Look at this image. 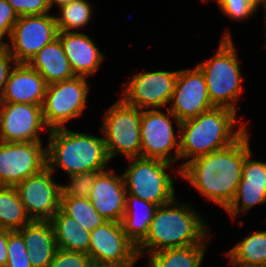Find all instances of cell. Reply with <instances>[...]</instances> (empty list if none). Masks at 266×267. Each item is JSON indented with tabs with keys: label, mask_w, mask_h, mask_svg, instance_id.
<instances>
[{
	"label": "cell",
	"mask_w": 266,
	"mask_h": 267,
	"mask_svg": "<svg viewBox=\"0 0 266 267\" xmlns=\"http://www.w3.org/2000/svg\"><path fill=\"white\" fill-rule=\"evenodd\" d=\"M7 256V265L5 267H32L28 250L22 235L18 231L9 230Z\"/></svg>",
	"instance_id": "cell-31"
},
{
	"label": "cell",
	"mask_w": 266,
	"mask_h": 267,
	"mask_svg": "<svg viewBox=\"0 0 266 267\" xmlns=\"http://www.w3.org/2000/svg\"><path fill=\"white\" fill-rule=\"evenodd\" d=\"M167 109L165 114L156 109H142L140 136L141 157L160 159L171 164L179 160L180 131L175 134L173 118L180 128L181 122ZM174 149V152L171 150ZM173 154V155H172ZM176 160V161H175Z\"/></svg>",
	"instance_id": "cell-9"
},
{
	"label": "cell",
	"mask_w": 266,
	"mask_h": 267,
	"mask_svg": "<svg viewBox=\"0 0 266 267\" xmlns=\"http://www.w3.org/2000/svg\"><path fill=\"white\" fill-rule=\"evenodd\" d=\"M48 167L15 186L26 214L31 220L49 221L60 209L61 184Z\"/></svg>",
	"instance_id": "cell-14"
},
{
	"label": "cell",
	"mask_w": 266,
	"mask_h": 267,
	"mask_svg": "<svg viewBox=\"0 0 266 267\" xmlns=\"http://www.w3.org/2000/svg\"><path fill=\"white\" fill-rule=\"evenodd\" d=\"M47 167L61 168L68 175L105 171L110 162L104 139L68 128L48 132Z\"/></svg>",
	"instance_id": "cell-4"
},
{
	"label": "cell",
	"mask_w": 266,
	"mask_h": 267,
	"mask_svg": "<svg viewBox=\"0 0 266 267\" xmlns=\"http://www.w3.org/2000/svg\"><path fill=\"white\" fill-rule=\"evenodd\" d=\"M170 103L173 106L168 109L180 122L197 117L214 107L209 98L203 72L198 66L178 70Z\"/></svg>",
	"instance_id": "cell-16"
},
{
	"label": "cell",
	"mask_w": 266,
	"mask_h": 267,
	"mask_svg": "<svg viewBox=\"0 0 266 267\" xmlns=\"http://www.w3.org/2000/svg\"><path fill=\"white\" fill-rule=\"evenodd\" d=\"M178 70L135 74L126 84L121 99L138 109L168 107L175 89Z\"/></svg>",
	"instance_id": "cell-13"
},
{
	"label": "cell",
	"mask_w": 266,
	"mask_h": 267,
	"mask_svg": "<svg viewBox=\"0 0 266 267\" xmlns=\"http://www.w3.org/2000/svg\"><path fill=\"white\" fill-rule=\"evenodd\" d=\"M157 208L158 205L154 203L126 194L125 212L121 224L125 235L136 246L148 235L150 222Z\"/></svg>",
	"instance_id": "cell-23"
},
{
	"label": "cell",
	"mask_w": 266,
	"mask_h": 267,
	"mask_svg": "<svg viewBox=\"0 0 266 267\" xmlns=\"http://www.w3.org/2000/svg\"><path fill=\"white\" fill-rule=\"evenodd\" d=\"M142 109L127 105L121 98L104 113L101 130L109 159L123 154L126 159L141 157Z\"/></svg>",
	"instance_id": "cell-7"
},
{
	"label": "cell",
	"mask_w": 266,
	"mask_h": 267,
	"mask_svg": "<svg viewBox=\"0 0 266 267\" xmlns=\"http://www.w3.org/2000/svg\"><path fill=\"white\" fill-rule=\"evenodd\" d=\"M88 255L96 265L134 267L137 246L125 235L120 222L107 221L90 232Z\"/></svg>",
	"instance_id": "cell-11"
},
{
	"label": "cell",
	"mask_w": 266,
	"mask_h": 267,
	"mask_svg": "<svg viewBox=\"0 0 266 267\" xmlns=\"http://www.w3.org/2000/svg\"><path fill=\"white\" fill-rule=\"evenodd\" d=\"M27 64L40 73L47 85L75 77L58 37L42 47Z\"/></svg>",
	"instance_id": "cell-22"
},
{
	"label": "cell",
	"mask_w": 266,
	"mask_h": 267,
	"mask_svg": "<svg viewBox=\"0 0 266 267\" xmlns=\"http://www.w3.org/2000/svg\"><path fill=\"white\" fill-rule=\"evenodd\" d=\"M92 258L88 254L57 249L48 267H92Z\"/></svg>",
	"instance_id": "cell-33"
},
{
	"label": "cell",
	"mask_w": 266,
	"mask_h": 267,
	"mask_svg": "<svg viewBox=\"0 0 266 267\" xmlns=\"http://www.w3.org/2000/svg\"><path fill=\"white\" fill-rule=\"evenodd\" d=\"M260 5H262L264 7V10H265V21H266V0ZM265 25H266V22H265Z\"/></svg>",
	"instance_id": "cell-39"
},
{
	"label": "cell",
	"mask_w": 266,
	"mask_h": 267,
	"mask_svg": "<svg viewBox=\"0 0 266 267\" xmlns=\"http://www.w3.org/2000/svg\"><path fill=\"white\" fill-rule=\"evenodd\" d=\"M18 17L7 0H0V45L6 44V41H3V37L6 34L10 38L13 26L18 20Z\"/></svg>",
	"instance_id": "cell-35"
},
{
	"label": "cell",
	"mask_w": 266,
	"mask_h": 267,
	"mask_svg": "<svg viewBox=\"0 0 266 267\" xmlns=\"http://www.w3.org/2000/svg\"><path fill=\"white\" fill-rule=\"evenodd\" d=\"M15 64L16 62L9 53V50L4 45H0V98L3 94L9 74Z\"/></svg>",
	"instance_id": "cell-36"
},
{
	"label": "cell",
	"mask_w": 266,
	"mask_h": 267,
	"mask_svg": "<svg viewBox=\"0 0 266 267\" xmlns=\"http://www.w3.org/2000/svg\"><path fill=\"white\" fill-rule=\"evenodd\" d=\"M219 9L232 20H246L260 7L254 0H216Z\"/></svg>",
	"instance_id": "cell-32"
},
{
	"label": "cell",
	"mask_w": 266,
	"mask_h": 267,
	"mask_svg": "<svg viewBox=\"0 0 266 267\" xmlns=\"http://www.w3.org/2000/svg\"><path fill=\"white\" fill-rule=\"evenodd\" d=\"M58 32L55 17L49 13L20 16L4 46L16 63H28L42 47L57 38Z\"/></svg>",
	"instance_id": "cell-10"
},
{
	"label": "cell",
	"mask_w": 266,
	"mask_h": 267,
	"mask_svg": "<svg viewBox=\"0 0 266 267\" xmlns=\"http://www.w3.org/2000/svg\"><path fill=\"white\" fill-rule=\"evenodd\" d=\"M30 221L16 188L0 186V228L19 231Z\"/></svg>",
	"instance_id": "cell-27"
},
{
	"label": "cell",
	"mask_w": 266,
	"mask_h": 267,
	"mask_svg": "<svg viewBox=\"0 0 266 267\" xmlns=\"http://www.w3.org/2000/svg\"><path fill=\"white\" fill-rule=\"evenodd\" d=\"M129 160L131 163L122 174L127 194L158 206L175 198L174 178L166 172L173 166L171 163L142 157Z\"/></svg>",
	"instance_id": "cell-6"
},
{
	"label": "cell",
	"mask_w": 266,
	"mask_h": 267,
	"mask_svg": "<svg viewBox=\"0 0 266 267\" xmlns=\"http://www.w3.org/2000/svg\"><path fill=\"white\" fill-rule=\"evenodd\" d=\"M91 5L86 0H74L59 7L60 16H54L59 32L78 30L86 26L92 17Z\"/></svg>",
	"instance_id": "cell-29"
},
{
	"label": "cell",
	"mask_w": 266,
	"mask_h": 267,
	"mask_svg": "<svg viewBox=\"0 0 266 267\" xmlns=\"http://www.w3.org/2000/svg\"><path fill=\"white\" fill-rule=\"evenodd\" d=\"M20 16L48 14L51 9L49 0H7Z\"/></svg>",
	"instance_id": "cell-34"
},
{
	"label": "cell",
	"mask_w": 266,
	"mask_h": 267,
	"mask_svg": "<svg viewBox=\"0 0 266 267\" xmlns=\"http://www.w3.org/2000/svg\"><path fill=\"white\" fill-rule=\"evenodd\" d=\"M236 113L229 108L213 107L181 122L179 159L188 160L178 167L177 175L188 162L232 144L247 130V122L241 121L236 127Z\"/></svg>",
	"instance_id": "cell-3"
},
{
	"label": "cell",
	"mask_w": 266,
	"mask_h": 267,
	"mask_svg": "<svg viewBox=\"0 0 266 267\" xmlns=\"http://www.w3.org/2000/svg\"><path fill=\"white\" fill-rule=\"evenodd\" d=\"M92 267H116V266L96 265V264H94Z\"/></svg>",
	"instance_id": "cell-40"
},
{
	"label": "cell",
	"mask_w": 266,
	"mask_h": 267,
	"mask_svg": "<svg viewBox=\"0 0 266 267\" xmlns=\"http://www.w3.org/2000/svg\"><path fill=\"white\" fill-rule=\"evenodd\" d=\"M18 232L22 235L32 267H48L58 249L50 221L31 220Z\"/></svg>",
	"instance_id": "cell-21"
},
{
	"label": "cell",
	"mask_w": 266,
	"mask_h": 267,
	"mask_svg": "<svg viewBox=\"0 0 266 267\" xmlns=\"http://www.w3.org/2000/svg\"><path fill=\"white\" fill-rule=\"evenodd\" d=\"M249 143L247 129L232 144L188 162L180 170V177L226 210L242 179L243 162L251 152Z\"/></svg>",
	"instance_id": "cell-1"
},
{
	"label": "cell",
	"mask_w": 266,
	"mask_h": 267,
	"mask_svg": "<svg viewBox=\"0 0 266 267\" xmlns=\"http://www.w3.org/2000/svg\"><path fill=\"white\" fill-rule=\"evenodd\" d=\"M259 6L262 4L265 0H254Z\"/></svg>",
	"instance_id": "cell-41"
},
{
	"label": "cell",
	"mask_w": 266,
	"mask_h": 267,
	"mask_svg": "<svg viewBox=\"0 0 266 267\" xmlns=\"http://www.w3.org/2000/svg\"><path fill=\"white\" fill-rule=\"evenodd\" d=\"M53 228L57 248L88 254L90 232L60 209L49 220Z\"/></svg>",
	"instance_id": "cell-24"
},
{
	"label": "cell",
	"mask_w": 266,
	"mask_h": 267,
	"mask_svg": "<svg viewBox=\"0 0 266 267\" xmlns=\"http://www.w3.org/2000/svg\"><path fill=\"white\" fill-rule=\"evenodd\" d=\"M208 244L164 249L148 254V267H201Z\"/></svg>",
	"instance_id": "cell-26"
},
{
	"label": "cell",
	"mask_w": 266,
	"mask_h": 267,
	"mask_svg": "<svg viewBox=\"0 0 266 267\" xmlns=\"http://www.w3.org/2000/svg\"><path fill=\"white\" fill-rule=\"evenodd\" d=\"M60 210L89 232L107 222L92 206L88 198L61 196Z\"/></svg>",
	"instance_id": "cell-28"
},
{
	"label": "cell",
	"mask_w": 266,
	"mask_h": 267,
	"mask_svg": "<svg viewBox=\"0 0 266 267\" xmlns=\"http://www.w3.org/2000/svg\"><path fill=\"white\" fill-rule=\"evenodd\" d=\"M9 240V230L0 228V267L7 265V245Z\"/></svg>",
	"instance_id": "cell-37"
},
{
	"label": "cell",
	"mask_w": 266,
	"mask_h": 267,
	"mask_svg": "<svg viewBox=\"0 0 266 267\" xmlns=\"http://www.w3.org/2000/svg\"><path fill=\"white\" fill-rule=\"evenodd\" d=\"M87 80V77L75 76L47 85L42 113L49 130L64 128L69 120L83 114L89 93Z\"/></svg>",
	"instance_id": "cell-8"
},
{
	"label": "cell",
	"mask_w": 266,
	"mask_h": 267,
	"mask_svg": "<svg viewBox=\"0 0 266 267\" xmlns=\"http://www.w3.org/2000/svg\"><path fill=\"white\" fill-rule=\"evenodd\" d=\"M251 155L252 151L245 157L237 193L226 209L232 219L266 202V162L253 160Z\"/></svg>",
	"instance_id": "cell-18"
},
{
	"label": "cell",
	"mask_w": 266,
	"mask_h": 267,
	"mask_svg": "<svg viewBox=\"0 0 266 267\" xmlns=\"http://www.w3.org/2000/svg\"><path fill=\"white\" fill-rule=\"evenodd\" d=\"M234 47L231 35L225 30L217 53L197 66L203 72L212 105L237 112L236 103L243 87L240 64Z\"/></svg>",
	"instance_id": "cell-5"
},
{
	"label": "cell",
	"mask_w": 266,
	"mask_h": 267,
	"mask_svg": "<svg viewBox=\"0 0 266 267\" xmlns=\"http://www.w3.org/2000/svg\"><path fill=\"white\" fill-rule=\"evenodd\" d=\"M46 88L47 84L38 71L27 63H16L9 74L0 101L42 106Z\"/></svg>",
	"instance_id": "cell-19"
},
{
	"label": "cell",
	"mask_w": 266,
	"mask_h": 267,
	"mask_svg": "<svg viewBox=\"0 0 266 267\" xmlns=\"http://www.w3.org/2000/svg\"><path fill=\"white\" fill-rule=\"evenodd\" d=\"M209 228L190 205L179 204L176 197L158 206L150 222L148 235L137 246L138 256L164 249L208 244ZM146 250V251H145Z\"/></svg>",
	"instance_id": "cell-2"
},
{
	"label": "cell",
	"mask_w": 266,
	"mask_h": 267,
	"mask_svg": "<svg viewBox=\"0 0 266 267\" xmlns=\"http://www.w3.org/2000/svg\"><path fill=\"white\" fill-rule=\"evenodd\" d=\"M74 0H49L50 7L52 8L53 5L57 4L59 7L67 5L68 3L72 2Z\"/></svg>",
	"instance_id": "cell-38"
},
{
	"label": "cell",
	"mask_w": 266,
	"mask_h": 267,
	"mask_svg": "<svg viewBox=\"0 0 266 267\" xmlns=\"http://www.w3.org/2000/svg\"><path fill=\"white\" fill-rule=\"evenodd\" d=\"M57 37L75 76L88 78L98 70L105 57L88 35L61 31Z\"/></svg>",
	"instance_id": "cell-20"
},
{
	"label": "cell",
	"mask_w": 266,
	"mask_h": 267,
	"mask_svg": "<svg viewBox=\"0 0 266 267\" xmlns=\"http://www.w3.org/2000/svg\"><path fill=\"white\" fill-rule=\"evenodd\" d=\"M225 255L233 267H266V230L252 232Z\"/></svg>",
	"instance_id": "cell-25"
},
{
	"label": "cell",
	"mask_w": 266,
	"mask_h": 267,
	"mask_svg": "<svg viewBox=\"0 0 266 267\" xmlns=\"http://www.w3.org/2000/svg\"><path fill=\"white\" fill-rule=\"evenodd\" d=\"M100 172H88L69 175L67 185H61V196L88 198L96 176Z\"/></svg>",
	"instance_id": "cell-30"
},
{
	"label": "cell",
	"mask_w": 266,
	"mask_h": 267,
	"mask_svg": "<svg viewBox=\"0 0 266 267\" xmlns=\"http://www.w3.org/2000/svg\"><path fill=\"white\" fill-rule=\"evenodd\" d=\"M48 130L42 106L28 103H2L0 108V141L42 142L40 131Z\"/></svg>",
	"instance_id": "cell-15"
},
{
	"label": "cell",
	"mask_w": 266,
	"mask_h": 267,
	"mask_svg": "<svg viewBox=\"0 0 266 267\" xmlns=\"http://www.w3.org/2000/svg\"><path fill=\"white\" fill-rule=\"evenodd\" d=\"M42 142L0 141V186L15 187L47 167Z\"/></svg>",
	"instance_id": "cell-12"
},
{
	"label": "cell",
	"mask_w": 266,
	"mask_h": 267,
	"mask_svg": "<svg viewBox=\"0 0 266 267\" xmlns=\"http://www.w3.org/2000/svg\"><path fill=\"white\" fill-rule=\"evenodd\" d=\"M126 194L123 176L115 174L111 169L96 176L88 199L107 221L121 223L125 212Z\"/></svg>",
	"instance_id": "cell-17"
}]
</instances>
